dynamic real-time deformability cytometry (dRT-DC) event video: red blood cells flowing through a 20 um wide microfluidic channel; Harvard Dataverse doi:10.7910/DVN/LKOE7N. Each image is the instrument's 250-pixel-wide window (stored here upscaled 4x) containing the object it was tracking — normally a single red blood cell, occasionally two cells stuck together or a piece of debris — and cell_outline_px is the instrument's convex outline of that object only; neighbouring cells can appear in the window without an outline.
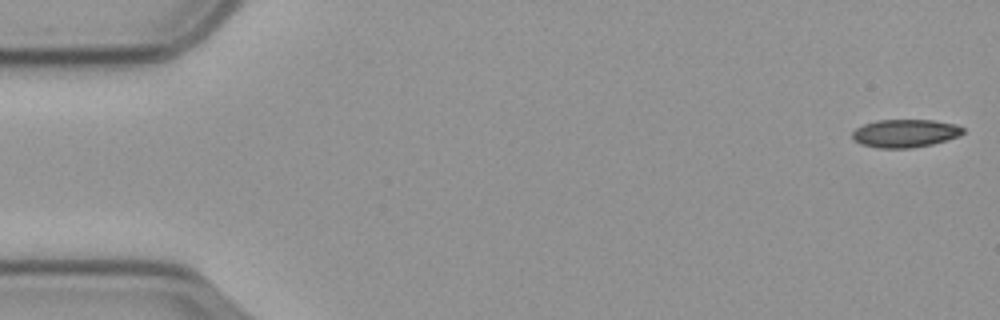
{"species": "common noctule bat (a hibernating species)", "species_latin": "Nyctalus noctula", "temperature_condition": "cold", "stored_images_in_passage": 17, "camera_frame_rate_fps": 3000, "um_per_image_px": 0.085, "animal": {"sex": "male", "body_mass_g": 23.1, "forearm_length_mm": 52.7}, "frame": {"image": 1, "passage_image": 1, "time_ms": 0.0, "image_size_px": [1000, 320], "cell_outline_px": [[964, 132], [960, 136], [932, 144], [912, 148], [880, 148], [860, 144], [852, 140], [852, 132], [856, 128], [864, 124], [876, 120], [932, 120], [956, 124], [964, 128]], "centroid_in_image_um": [76.92, 11.33], "position_along_channel_um": 8.1, "area_um2": 18.21}}
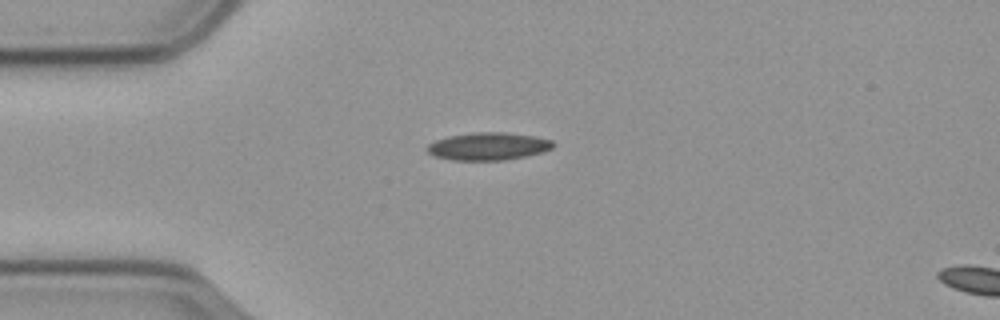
{"frame": {"image": 2, "passage_image": 14, "time_ms": 4.333, "image_size_px": [1000, 320], "cell_outline_px": [[556, 144], [552, 148], [544, 152], [504, 160], [452, 160], [436, 156], [428, 152], [428, 144], [436, 140], [448, 136], [480, 132], [500, 132], [532, 136], [552, 140]], "centroid_in_image_um": [41.53, 12.44], "position_along_channel_um": 43.5, "area_um2": 20.0}}